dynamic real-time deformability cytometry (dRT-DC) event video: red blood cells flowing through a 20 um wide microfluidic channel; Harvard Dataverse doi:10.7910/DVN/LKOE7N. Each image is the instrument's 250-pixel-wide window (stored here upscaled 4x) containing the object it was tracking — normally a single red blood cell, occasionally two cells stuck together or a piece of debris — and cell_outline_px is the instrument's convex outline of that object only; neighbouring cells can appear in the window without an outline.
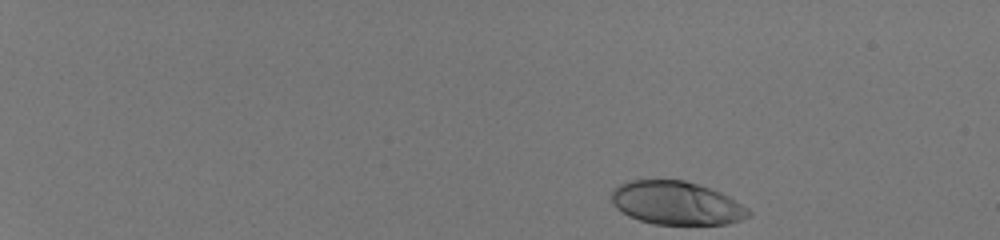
{"species": "human", "species_latin": "Homo sapiens", "temperature_condition": "room temperature", "stored_images_in_passage": 32, "camera_frame_rate_fps": 3000, "um_per_image_px": 0.085, "donor": {"sex": "male"}, "frame": {"image": 1, "passage_image": 1, "time_ms": 0.0, "image_size_px": [1000, 240], "cell_outline_px": [[752, 212], [748, 216], [740, 220], [728, 224], [652, 224], [628, 216], [616, 208], [612, 204], [612, 192], [620, 184], [628, 180], [684, 180], [720, 192], [728, 196], [748, 208]], "centroid_in_image_um": [57.48, 17.27], "position_along_channel_um": 27.5, "area_um2": 34.45}}
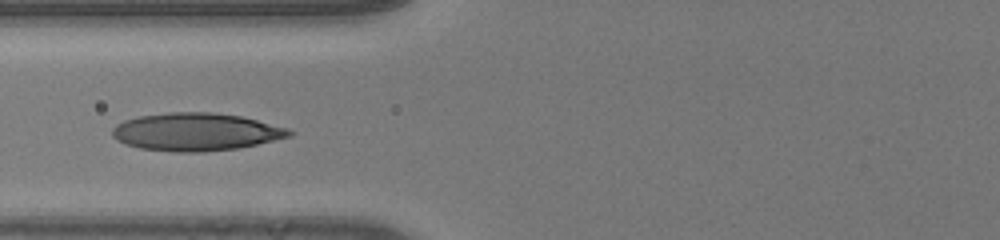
{"frame": {"image": 2, "passage_image": 19, "time_ms": 6.0, "image_size_px": [1000, 240], "cell_outline_px": [[296, 132], [292, 136], [256, 144], [236, 148], [204, 152], [176, 152], [140, 148], [116, 140], [112, 136], [112, 128], [116, 124], [124, 120], [140, 116], [168, 112], [212, 112], [240, 116], [288, 128]], "centroid_in_image_um": [16.65, 11.21], "position_along_channel_um": 109.2, "area_um2": 38.9}}
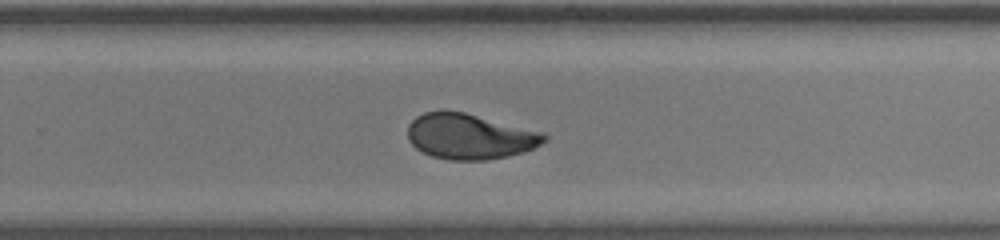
{"frame": {"image": 3, "passage_image": 32, "time_ms": 10.333, "image_size_px": [1000, 240], "cell_outline_px": [[548, 140], [524, 152], [508, 156], [484, 160], [448, 160], [432, 156], [416, 148], [408, 140], [408, 124], [416, 116], [424, 112], [444, 108], [464, 112], [544, 132], [548, 136]], "centroid_in_image_um": [39.91, 11.57], "position_along_channel_um": 289.9, "area_um2": 36.59}}